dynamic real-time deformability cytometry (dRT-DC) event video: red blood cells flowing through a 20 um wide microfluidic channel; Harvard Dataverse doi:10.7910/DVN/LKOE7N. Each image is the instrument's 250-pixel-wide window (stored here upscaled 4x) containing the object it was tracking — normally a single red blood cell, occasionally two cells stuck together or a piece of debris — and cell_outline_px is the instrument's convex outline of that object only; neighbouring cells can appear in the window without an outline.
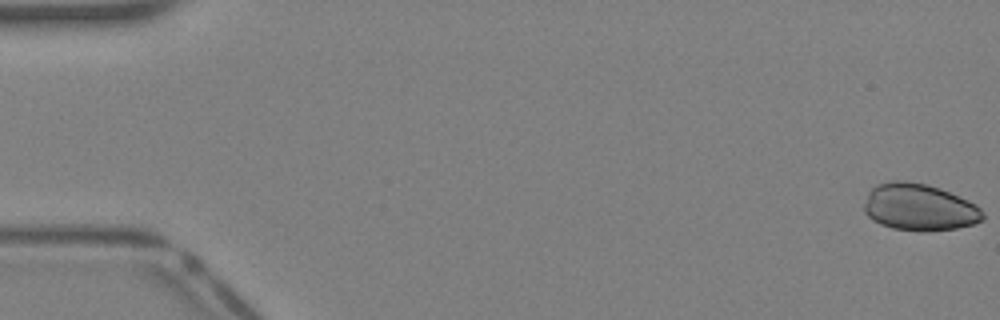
{"species": "Egyptian fruit bat (a non-hibernating species)", "species_latin": "Rousettus aegyptiacus", "temperature_condition": "warm", "stored_images_in_passage": 40, "camera_frame_rate_fps": 3000, "um_per_image_px": 0.085, "animal": {"sex": "female"}, "frame": {"image": 1, "passage_image": 1, "time_ms": 0.0, "image_size_px": [1000, 320], "cell_outline_px": [[984, 220], [972, 224], [956, 228], [920, 232], [892, 228], [880, 224], [872, 220], [864, 212], [864, 204], [868, 192], [876, 184], [892, 180], [900, 180], [928, 184], [940, 188], [968, 200], [976, 204], [984, 212]], "centroid_in_image_um": [78.13, 17.61], "position_along_channel_um": 6.9, "area_um2": 32.71}}
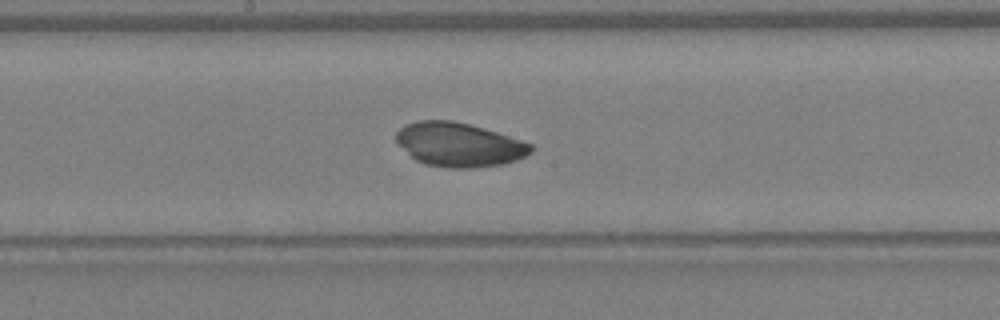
{"frame": {"image": 2, "passage_image": 22, "time_ms": 7.0, "image_size_px": [1000, 320], "cell_outline_px": [[536, 148], [532, 152], [516, 160], [504, 164], [472, 168], [448, 168], [424, 164], [416, 160], [396, 144], [396, 132], [404, 124], [416, 120], [452, 120], [468, 124], [496, 132], [532, 144]], "centroid_in_image_um": [38.98, 12.3], "position_along_channel_um": 209.2, "area_um2": 34.74}}
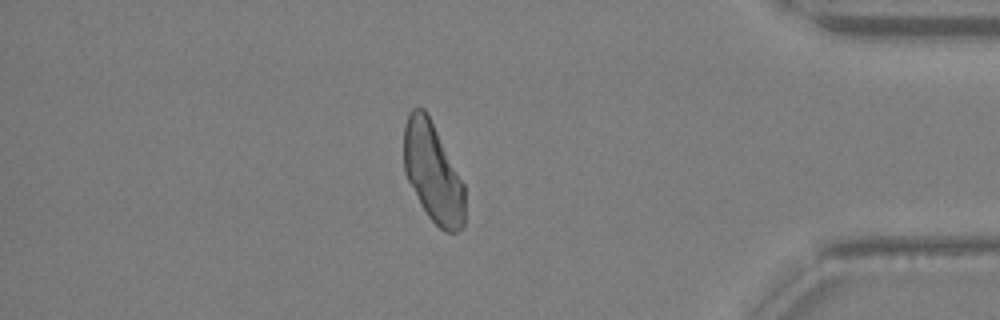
{"frame": {"image": 3, "passage_image": 35, "time_ms": 11.333, "image_size_px": [1000, 320], "cell_outline_px": [[464, 228], [456, 232], [444, 232], [428, 216], [408, 180], [404, 172], [404, 124], [408, 112], [412, 108], [424, 108], [464, 184]], "centroid_in_image_um": [36.78, 14.68], "position_along_channel_um": 398.4, "area_um2": 34.85}}